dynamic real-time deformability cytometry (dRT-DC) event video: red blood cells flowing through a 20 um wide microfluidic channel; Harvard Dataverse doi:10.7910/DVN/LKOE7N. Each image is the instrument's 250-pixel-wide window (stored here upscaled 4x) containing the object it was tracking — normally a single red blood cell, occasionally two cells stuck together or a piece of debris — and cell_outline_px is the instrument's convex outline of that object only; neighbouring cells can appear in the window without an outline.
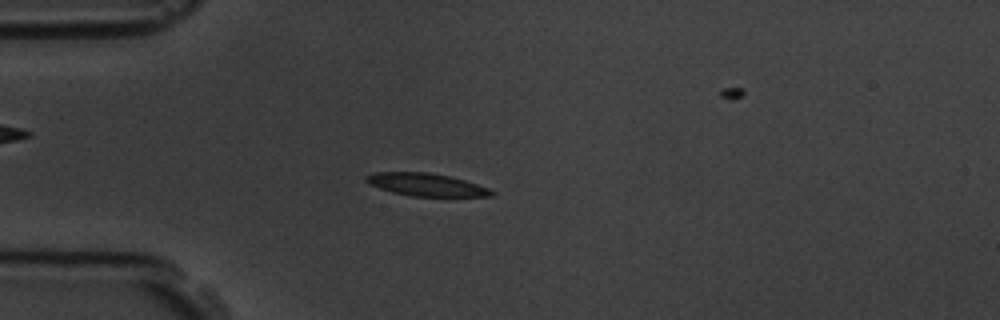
{"species": "common noctule bat (a hibernating species)", "species_latin": "Nyctalus noctula", "temperature_condition": "room temperature", "stored_images_in_passage": 5, "camera_frame_rate_fps": 3000, "um_per_image_px": 0.085, "animal": {"sex": "male", "body_mass_g": 19.5, "forearm_length_mm": 54.6}, "frame": {"image": 1, "passage_image": 4, "time_ms": 3.333, "image_size_px": [1000, 320], "cell_outline_px": [[496, 192], [492, 196], [412, 196], [392, 192], [368, 184], [364, 180], [364, 176], [372, 172], [428, 172], [448, 176], [464, 180], [488, 188]], "centroid_in_image_um": [36.17, 15.69], "position_along_channel_um": 48.8, "area_um2": 16.53}}